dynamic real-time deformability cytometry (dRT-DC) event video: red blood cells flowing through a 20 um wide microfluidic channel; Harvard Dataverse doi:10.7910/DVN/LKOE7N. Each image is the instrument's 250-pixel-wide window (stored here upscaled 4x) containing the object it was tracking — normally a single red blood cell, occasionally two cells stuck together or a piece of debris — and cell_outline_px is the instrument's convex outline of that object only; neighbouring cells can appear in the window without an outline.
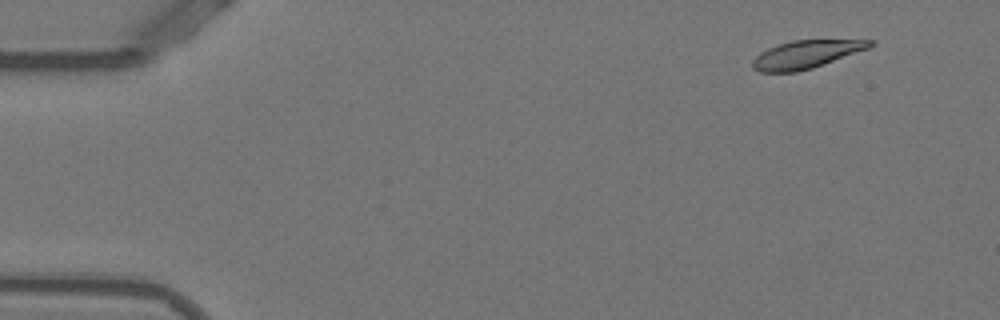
{"species": "Egyptian fruit bat (a non-hibernating species)", "species_latin": "Rousettus aegyptiacus", "temperature_condition": "warm", "stored_images_in_passage": 49, "camera_frame_rate_fps": 3000, "um_per_image_px": 0.085, "animal": {"sex": "female"}, "frame": {"image": 1, "passage_image": 1, "time_ms": 0.0, "image_size_px": [1000, 320], "cell_outline_px": [[876, 44], [868, 48], [812, 68], [796, 72], [760, 72], [752, 68], [752, 60], [760, 52], [768, 48], [792, 40], [876, 40]], "centroid_in_image_um": [68.5, 4.62], "position_along_channel_um": 16.5, "area_um2": 18.96}}
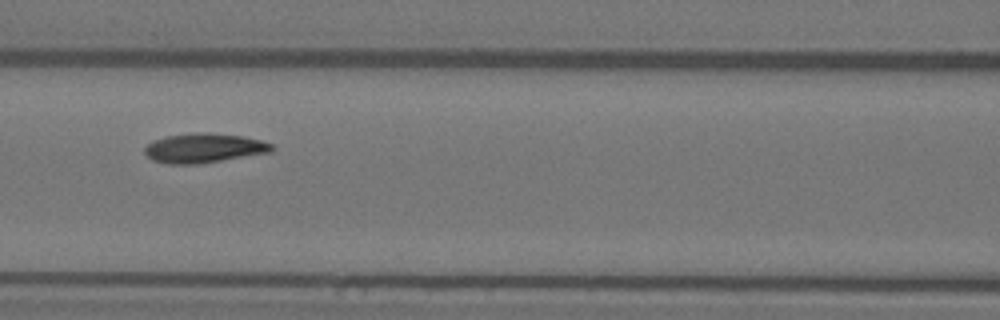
{"frame": {"image": 2, "passage_image": 20, "time_ms": 6.333, "image_size_px": [1000, 320], "cell_outline_px": [[276, 148], [272, 152], [196, 164], [168, 164], [152, 160], [144, 152], [144, 148], [152, 140], [168, 136], [192, 132], [204, 132], [244, 136], [260, 140], [272, 144]], "centroid_in_image_um": [17.34, 12.58], "position_along_channel_um": 149.3, "area_um2": 21.85}}
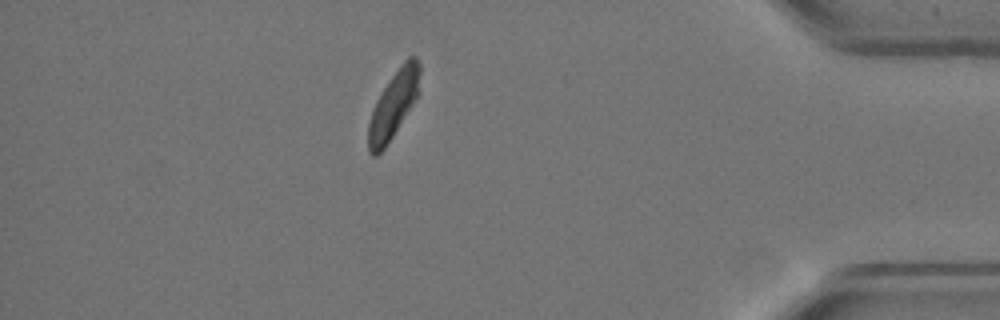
{"frame": {"image": 3, "passage_image": 43, "time_ms": 14.0, "image_size_px": [1000, 320], "cell_outline_px": [[420, 92], [392, 136], [384, 148], [376, 156], [372, 156], [368, 152], [368, 124], [376, 100], [388, 80], [400, 64], [408, 56], [416, 56], [420, 64]], "centroid_in_image_um": [33.46, 8.85], "position_along_channel_um": 401.7, "area_um2": 20.06}, "authors_computed_cell_mechanics": {"area_um2": 20.9814, "velocity_mm_per_s": 3.829, "shape_relaxation_time_tau1_ms": 2.6103, "shape_relaxation_time_tau2_ms": 1.2867, "deformation_change_tau1": 0.1354, "deformation_change_tau2": 0.0614}}